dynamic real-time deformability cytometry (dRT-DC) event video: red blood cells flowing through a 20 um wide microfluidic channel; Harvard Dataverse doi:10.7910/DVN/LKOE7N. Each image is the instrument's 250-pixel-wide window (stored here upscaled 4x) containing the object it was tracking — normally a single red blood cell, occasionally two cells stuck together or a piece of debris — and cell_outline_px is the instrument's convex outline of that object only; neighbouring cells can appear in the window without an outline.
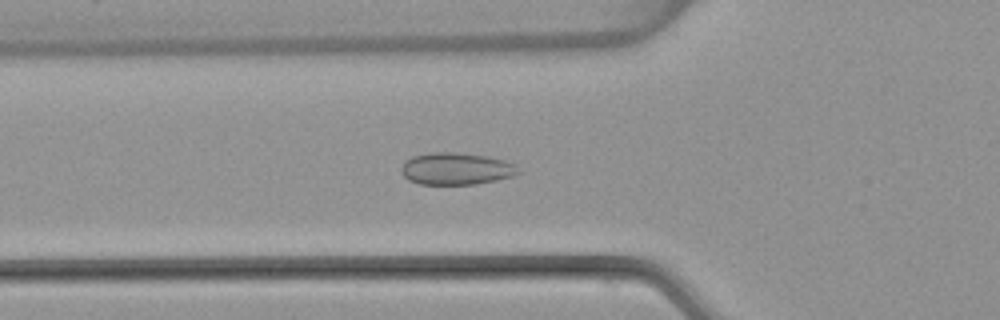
{"species": "common noctule bat (a hibernating species)", "species_latin": "Nyctalus noctula", "temperature_condition": "warm", "stored_images_in_passage": 42, "camera_frame_rate_fps": 3000, "um_per_image_px": 0.085, "animal": {"sex": "female", "body_mass_g": 22.7, "forearm_length_mm": 54.2}, "frame": {"image": 1, "passage_image": 8, "time_ms": 2.333, "image_size_px": [1000, 320], "cell_outline_px": [[520, 172], [516, 176], [476, 184], [420, 184], [408, 180], [400, 172], [400, 168], [404, 160], [412, 156], [432, 152], [456, 152], [488, 156], [504, 160], [512, 164]], "centroid_in_image_um": [38.73, 14.34], "position_along_channel_um": 87.1, "area_um2": 22.02}}
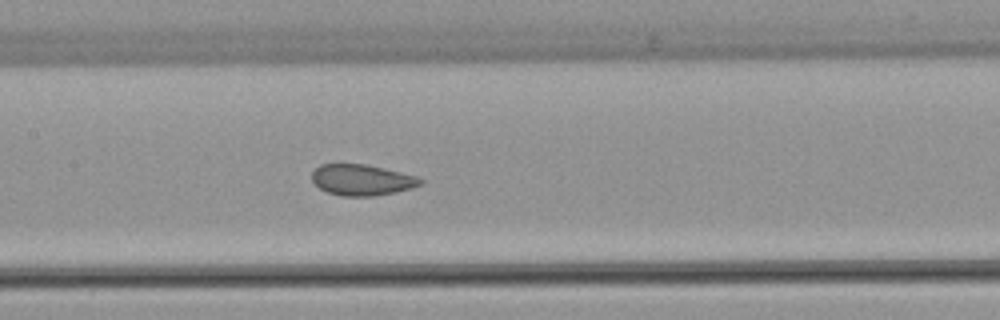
{"frame": {"image": 2, "passage_image": 15, "time_ms": 4.667, "image_size_px": [1000, 320], "cell_outline_px": [[424, 184], [412, 188], [396, 192], [372, 196], [340, 196], [328, 192], [320, 188], [312, 180], [312, 172], [320, 164], [364, 164], [384, 168], [416, 176], [424, 180]], "centroid_in_image_um": [30.78, 15.29], "position_along_channel_um": 176.6, "area_um2": 19.59}}
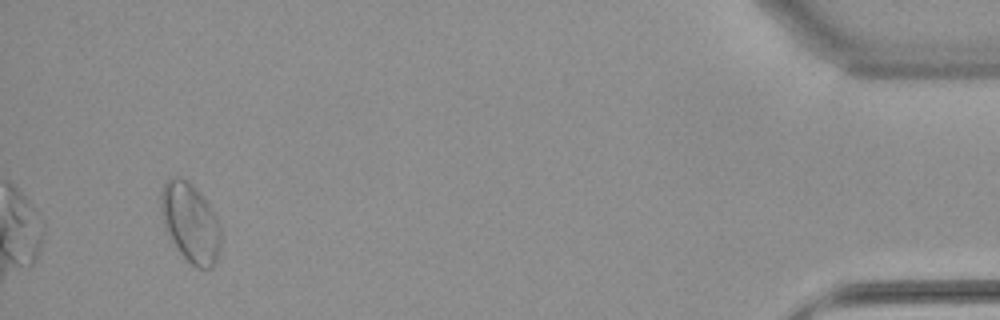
{"frame": {"image": 3, "passage_image": 40, "time_ms": 13.0, "image_size_px": [1000, 320], "cell_outline_px": [[220, 248], [216, 260], [212, 268], [196, 268], [176, 248], [164, 228], [160, 212], [160, 192], [164, 184], [172, 176], [180, 176], [188, 180], [200, 192], [212, 208], [216, 216], [220, 228]], "centroid_in_image_um": [16.16, 18.89], "position_along_channel_um": 419.0, "area_um2": 27.92}, "authors_computed_cell_mechanics": {"area_um2": 20.7791, "velocity_mm_per_s": 3.8177, "shape_relaxation_time_tau1_ms": null, "shape_relaxation_time_tau2_ms": 0.8384, "deformation_change_tau1": null, "deformation_change_tau2": 0.0505}}